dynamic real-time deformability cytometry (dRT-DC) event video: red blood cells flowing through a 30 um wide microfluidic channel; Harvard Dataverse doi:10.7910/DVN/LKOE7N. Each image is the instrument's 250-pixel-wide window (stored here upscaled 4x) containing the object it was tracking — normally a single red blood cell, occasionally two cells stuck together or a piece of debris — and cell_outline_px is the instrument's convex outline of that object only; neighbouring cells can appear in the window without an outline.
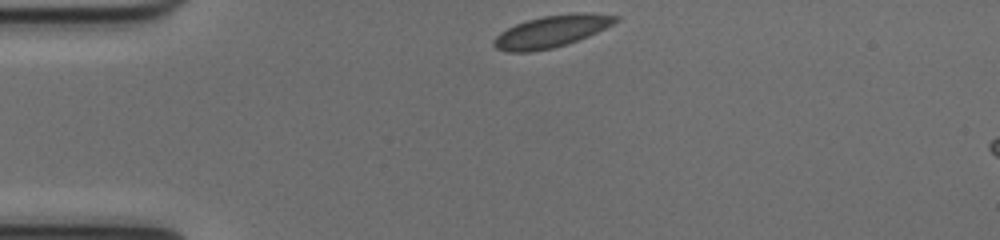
{"species": "common noctule bat (a hibernating species)", "species_latin": "Nyctalus noctula", "temperature_condition": "cold", "stored_images_in_passage": 6, "camera_frame_rate_fps": 3000, "um_per_image_px": 0.085, "animal": {"sex": "female", "body_mass_g": 17.0, "forearm_length_mm": 48.0}, "frame": {"image": 1, "passage_image": 1, "time_ms": 0.0, "image_size_px": [1000, 240], "cell_outline_px": [[620, 20], [588, 36], [552, 48], [528, 52], [508, 52], [496, 48], [492, 44], [492, 40], [500, 32], [516, 24], [528, 20], [544, 16], [576, 12], [588, 12], [620, 16]], "centroid_in_image_um": [46.87, 2.65], "position_along_channel_um": 38.1, "area_um2": 22.43}}